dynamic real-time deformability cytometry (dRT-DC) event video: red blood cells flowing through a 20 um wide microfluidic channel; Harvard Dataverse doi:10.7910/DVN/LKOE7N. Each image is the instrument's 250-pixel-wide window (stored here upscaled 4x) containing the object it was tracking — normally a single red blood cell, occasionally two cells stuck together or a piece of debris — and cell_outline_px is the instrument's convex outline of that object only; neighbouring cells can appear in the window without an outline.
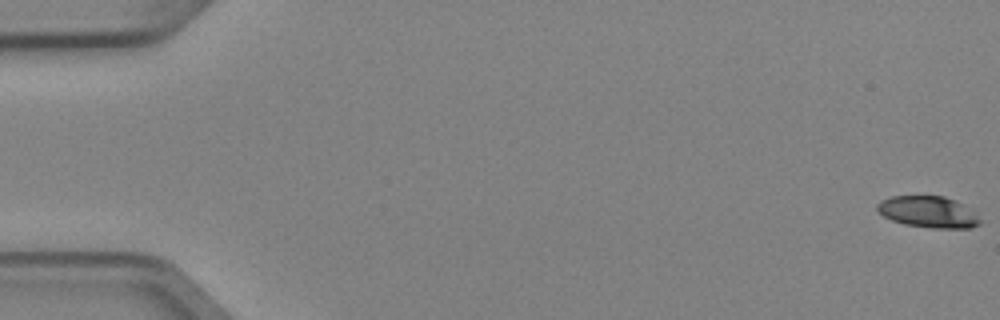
{"species": "Egyptian fruit bat (a non-hibernating species)", "species_latin": "Rousettus aegyptiacus", "temperature_condition": "cold", "stored_images_in_passage": 5, "camera_frame_rate_fps": 3000, "um_per_image_px": 0.085, "animal": {"sex": "female"}, "frame": {"image": 1, "passage_image": 1, "time_ms": 0.0, "image_size_px": [1000, 320], "cell_outline_px": [[980, 224], [972, 228], [932, 228], [904, 224], [892, 220], [884, 216], [876, 208], [876, 204], [880, 200], [892, 196], [944, 196], [956, 200], [976, 216], [980, 220]], "centroid_in_image_um": [78.86, 18.01], "position_along_channel_um": 6.1, "area_um2": 18.61}}
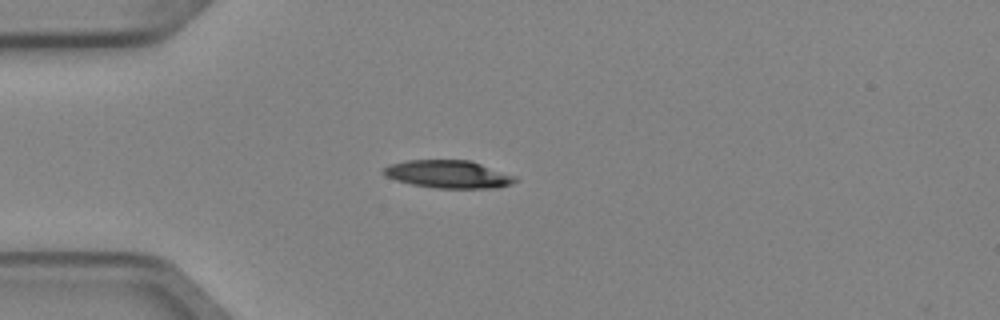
{"frame": {"image": 2, "passage_image": 5, "time_ms": 1.333, "image_size_px": [1000, 320], "cell_outline_px": [[520, 180], [512, 184], [496, 188], [436, 188], [412, 184], [396, 180], [384, 176], [380, 172], [384, 168], [392, 164], [408, 160], [472, 160], [516, 176]], "centroid_in_image_um": [38.15, 14.81], "position_along_channel_um": 46.9, "area_um2": 21.5}}